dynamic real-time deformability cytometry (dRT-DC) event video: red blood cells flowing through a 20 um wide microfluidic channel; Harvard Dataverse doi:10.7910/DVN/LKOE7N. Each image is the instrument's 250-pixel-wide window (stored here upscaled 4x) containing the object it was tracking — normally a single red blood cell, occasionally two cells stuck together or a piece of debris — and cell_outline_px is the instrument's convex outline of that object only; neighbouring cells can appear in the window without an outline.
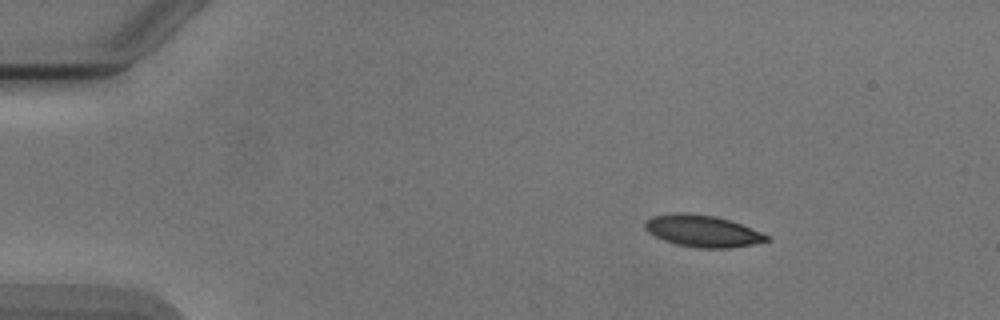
{"species": "Egyptian fruit bat (a non-hibernating species)", "species_latin": "Rousettus aegyptiacus", "temperature_condition": "cold", "stored_images_in_passage": 4, "camera_frame_rate_fps": 3000, "um_per_image_px": 0.085, "animal": {"sex": "male"}, "frame": {"image": 1, "passage_image": 1, "time_ms": 0.0, "image_size_px": [1000, 320], "cell_outline_px": [[768, 240], [752, 244], [732, 248], [696, 248], [676, 244], [664, 240], [648, 232], [644, 228], [644, 224], [652, 216], [676, 212], [684, 212], [716, 216], [740, 224], [760, 232], [768, 236]], "centroid_in_image_um": [59.67, 19.63], "position_along_channel_um": 25.3, "area_um2": 22.31}}
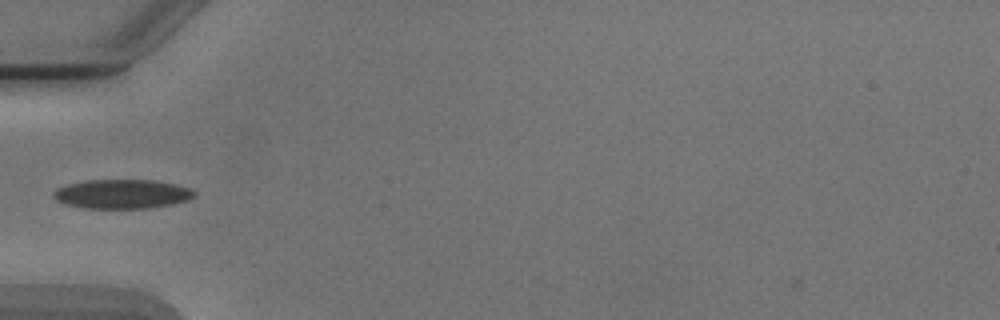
{"frame": {"image": 2, "passage_image": 4, "time_ms": 3.333, "image_size_px": [1000, 320], "cell_outline_px": [[196, 196], [188, 200], [172, 204], [148, 208], [84, 208], [64, 204], [56, 200], [52, 196], [52, 192], [56, 188], [68, 184], [84, 180], [152, 180], [172, 184], [188, 188], [196, 192]], "centroid_in_image_um": [10.32, 16.49], "position_along_channel_um": 74.7, "area_um2": 23.99}}